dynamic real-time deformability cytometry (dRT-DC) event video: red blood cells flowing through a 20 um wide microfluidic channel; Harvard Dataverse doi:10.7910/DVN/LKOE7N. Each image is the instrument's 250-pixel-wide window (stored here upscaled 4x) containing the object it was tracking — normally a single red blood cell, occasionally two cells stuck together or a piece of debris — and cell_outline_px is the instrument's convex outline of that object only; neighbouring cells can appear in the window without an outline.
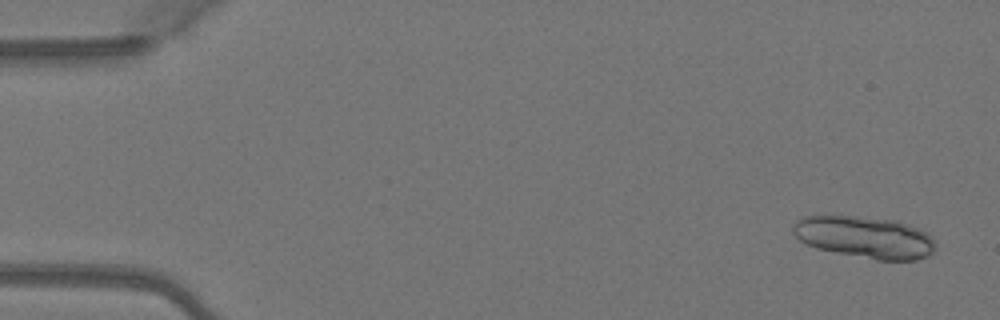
{"species": "Egyptian fruit bat (a non-hibernating species)", "species_latin": "Rousettus aegyptiacus", "temperature_condition": "warm", "stored_images_in_passage": 50, "segment_of_instrument_passage": [1, 2], "camera_frame_rate_fps": 3000, "um_per_image_px": 0.085, "animal": {"sex": "female"}, "frame": {"image": 1, "passage_image": 2, "time_ms": 0.333, "image_size_px": [1000, 320], "cell_outline_px": [[936, 248], [928, 256], [916, 260], [876, 260], [816, 248], [800, 240], [792, 232], [792, 224], [796, 220], [804, 216], [848, 216], [896, 220], [916, 228], [932, 236], [936, 244]], "centroid_in_image_um": [73.51, 20.17], "position_along_channel_um": 11.5, "area_um2": 34.62}}